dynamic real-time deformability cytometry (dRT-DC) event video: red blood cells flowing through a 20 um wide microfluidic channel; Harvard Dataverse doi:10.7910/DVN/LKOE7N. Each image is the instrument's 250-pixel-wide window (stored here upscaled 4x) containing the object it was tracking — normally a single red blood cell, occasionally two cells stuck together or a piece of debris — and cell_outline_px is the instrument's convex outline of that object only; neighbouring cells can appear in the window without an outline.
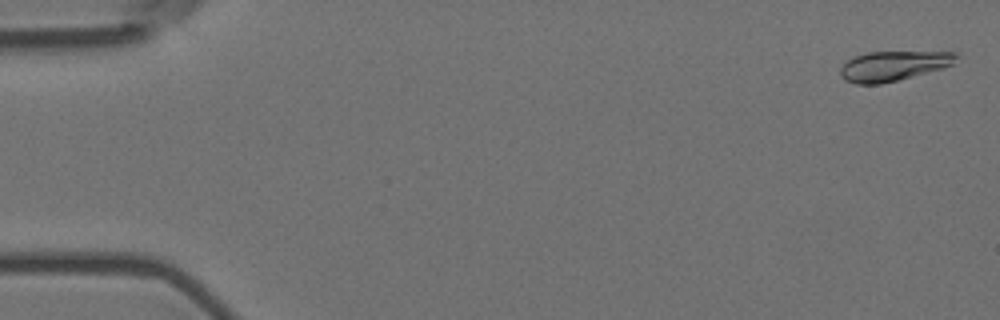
{"species": "Egyptian fruit bat (a non-hibernating species)", "species_latin": "Rousettus aegyptiacus", "temperature_condition": "room temperature", "stored_images_in_passage": 10, "camera_frame_rate_fps": 3000, "um_per_image_px": 0.085, "animal": {"sex": "female"}, "frame": {"image": 1, "passage_image": 2, "time_ms": 0.333, "image_size_px": [1000, 320], "cell_outline_px": [[960, 56], [952, 64], [944, 68], [880, 84], [856, 84], [844, 80], [840, 76], [840, 68], [852, 56], [868, 52], [956, 52]], "centroid_in_image_um": [75.91, 5.6], "position_along_channel_um": 9.1, "area_um2": 20.11}}